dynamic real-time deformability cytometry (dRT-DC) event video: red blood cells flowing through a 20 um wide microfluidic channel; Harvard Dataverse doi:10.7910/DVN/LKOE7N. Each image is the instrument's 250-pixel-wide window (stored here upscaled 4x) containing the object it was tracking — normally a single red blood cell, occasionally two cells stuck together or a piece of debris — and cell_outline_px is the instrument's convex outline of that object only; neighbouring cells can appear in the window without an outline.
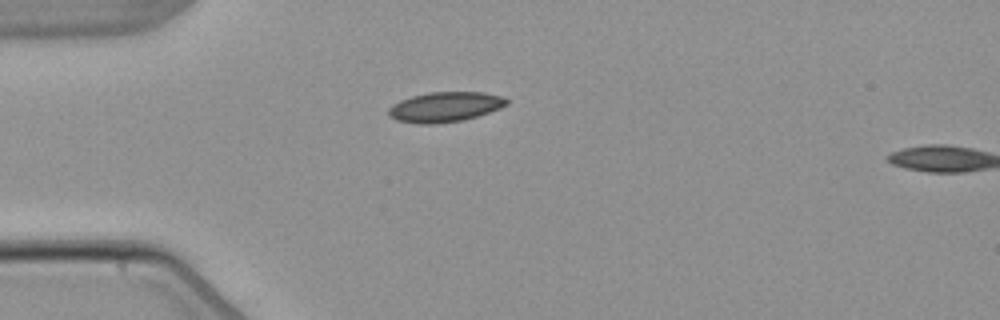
{"species": "common noctule bat (a hibernating species)", "species_latin": "Nyctalus noctula", "temperature_condition": "warm", "stored_images_in_passage": 6, "camera_frame_rate_fps": 3000, "um_per_image_px": 0.085, "animal": {"sex": "male", "body_mass_g": 21.5, "forearm_length_mm": 52.0}, "frame": {"image": 1, "passage_image": 5, "time_ms": 6.0, "image_size_px": [1000, 320], "cell_outline_px": [[508, 104], [500, 108], [464, 120], [432, 124], [416, 124], [396, 120], [388, 116], [388, 108], [392, 104], [400, 100], [412, 96], [428, 92], [484, 92], [504, 96], [508, 100]], "centroid_in_image_um": [37.8, 9.08], "position_along_channel_um": 47.2, "area_um2": 20.81}}